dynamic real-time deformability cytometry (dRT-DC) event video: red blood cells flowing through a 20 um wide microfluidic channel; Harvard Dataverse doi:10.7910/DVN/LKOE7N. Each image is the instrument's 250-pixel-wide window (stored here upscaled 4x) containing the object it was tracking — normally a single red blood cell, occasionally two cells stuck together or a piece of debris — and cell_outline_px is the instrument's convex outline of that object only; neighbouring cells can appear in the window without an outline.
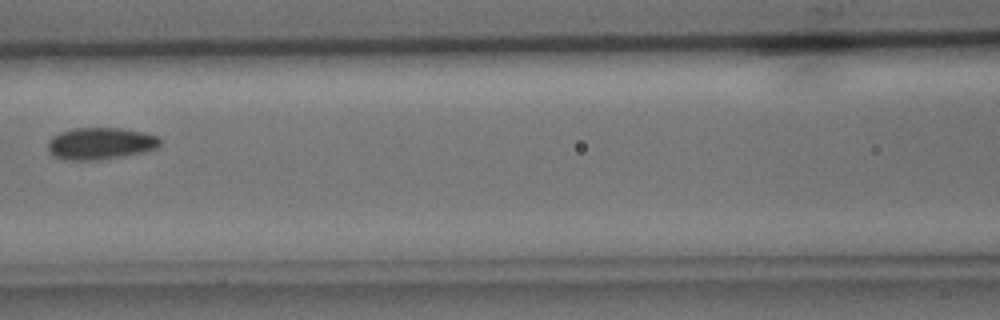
{"species": "common noctule bat (a hibernating species)", "species_latin": "Nyctalus noctula", "temperature_condition": "cold", "stored_images_in_passage": 7, "camera_frame_rate_fps": 3000, "um_per_image_px": 0.085, "animal": {"sex": "male", "body_mass_g": 15.6}, "frame": {"image": 1, "passage_image": 6, "time_ms": 7.0, "image_size_px": [1000, 320], "cell_outline_px": [[160, 144], [156, 148], [144, 152], [124, 156], [100, 160], [68, 160], [52, 156], [48, 152], [48, 140], [52, 136], [60, 132], [72, 128], [120, 128], [144, 132], [160, 136]], "centroid_in_image_um": [8.52, 12.2], "position_along_channel_um": 158.1, "area_um2": 21.15}}
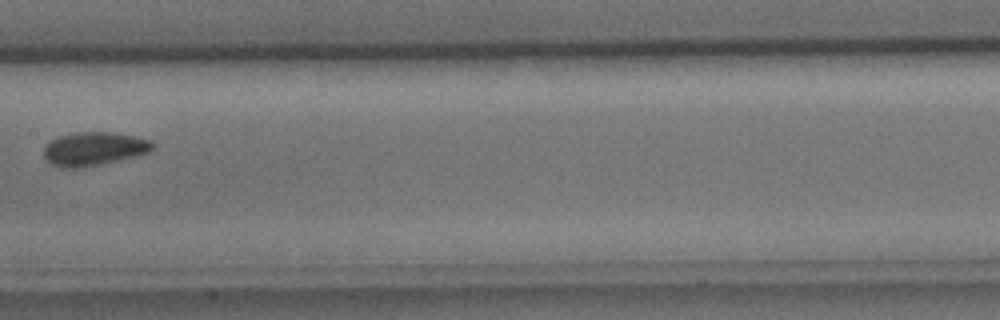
{"frame": {"image": 2, "passage_image": 7, "time_ms": 8.0, "image_size_px": [1000, 320], "cell_outline_px": [[152, 148], [148, 152], [100, 164], [80, 168], [64, 168], [52, 164], [44, 156], [44, 148], [48, 140], [60, 136], [76, 132], [112, 132], [152, 140]], "centroid_in_image_um": [7.92, 12.64], "position_along_channel_um": 199.5, "area_um2": 20.92}}